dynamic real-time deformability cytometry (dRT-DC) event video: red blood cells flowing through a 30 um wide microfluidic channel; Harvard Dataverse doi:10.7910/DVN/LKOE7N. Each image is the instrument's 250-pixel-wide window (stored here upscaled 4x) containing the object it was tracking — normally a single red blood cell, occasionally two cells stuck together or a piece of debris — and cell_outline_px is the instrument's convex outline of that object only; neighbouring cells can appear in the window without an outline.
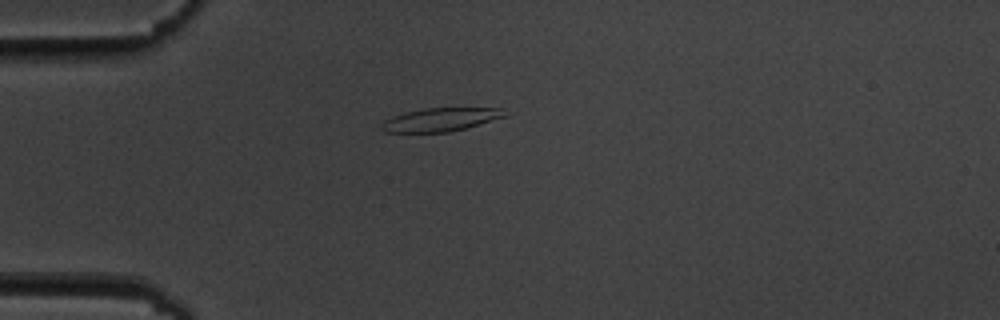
{"species": "common noctule bat (a hibernating species)", "species_latin": "Nyctalus noctula", "temperature_condition": "cold", "stored_images_in_passage": 45, "camera_frame_rate_fps": 3000, "um_per_image_px": 0.085, "animal": {"sex": "male", "body_mass_g": 19.5, "forearm_length_mm": 54.6}, "frame": {"image": 1, "passage_image": 4, "time_ms": 1.0, "image_size_px": [1000, 320], "cell_outline_px": [[508, 116], [464, 128], [448, 132], [384, 132], [380, 128], [380, 124], [384, 120], [392, 116], [424, 108], [504, 108]], "centroid_in_image_um": [37.44, 10.16], "position_along_channel_um": 47.6, "area_um2": 16.7}}
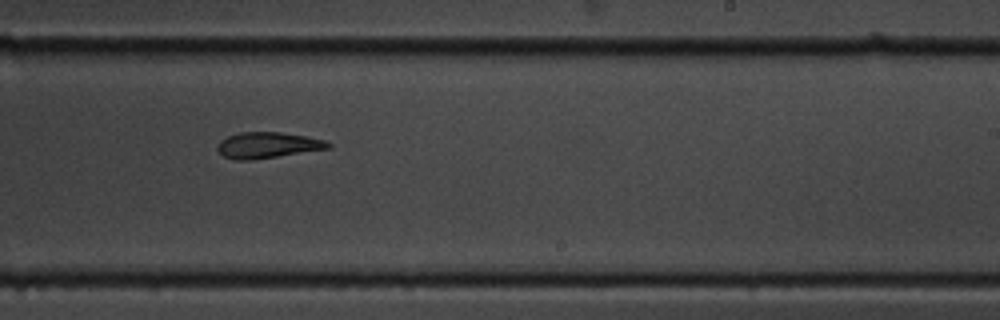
{"frame": {"image": 2, "passage_image": 24, "time_ms": 7.667, "image_size_px": [1000, 320], "cell_outline_px": [[332, 148], [248, 160], [236, 160], [224, 156], [216, 148], [216, 144], [220, 140], [228, 136], [240, 132], [280, 132], [304, 136], [324, 140], [332, 144]], "centroid_in_image_um": [22.73, 12.33], "position_along_channel_um": 266.3, "area_um2": 16.59}}
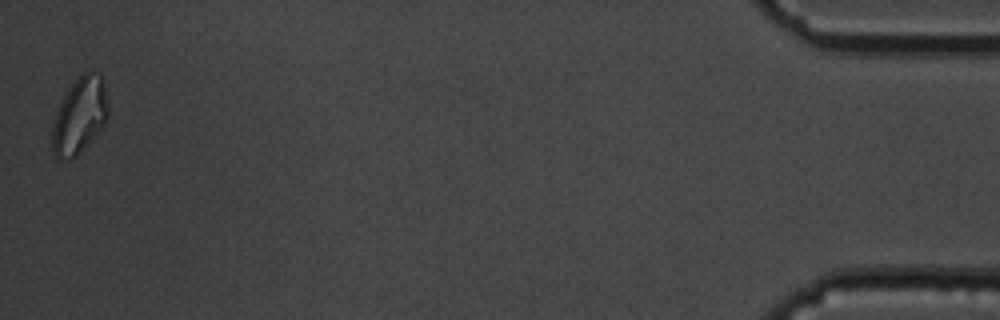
{"frame": {"image": 3, "passage_image": 45, "time_ms": 14.667, "image_size_px": [1000, 320], "cell_outline_px": [[108, 116], [104, 124], [96, 136], [72, 160], [60, 160], [52, 152], [52, 128], [56, 112], [68, 88], [88, 68], [100, 72], [104, 76], [108, 104]], "centroid_in_image_um": [6.8, 9.8], "position_along_channel_um": 428.4, "area_um2": 25.32}, "authors_computed_cell_mechanics": {"area_um2": 17.6868, "velocity_mm_per_s": 3.5521, "shape_relaxation_time_tau1_ms": 4.6078, "shape_relaxation_time_tau2_ms": 3.4331, "deformation_change_tau1": 0.1629, "deformation_change_tau2": 0.1247}}